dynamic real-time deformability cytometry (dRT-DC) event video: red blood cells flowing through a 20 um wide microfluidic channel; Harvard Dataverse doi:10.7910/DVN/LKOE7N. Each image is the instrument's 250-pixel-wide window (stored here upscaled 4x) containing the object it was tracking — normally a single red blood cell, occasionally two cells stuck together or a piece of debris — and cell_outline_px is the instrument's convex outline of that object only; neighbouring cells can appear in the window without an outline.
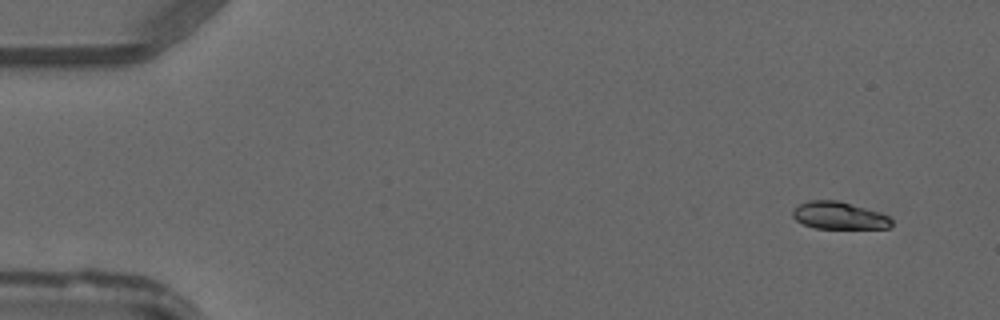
{"species": "common noctule bat (a hibernating species)", "species_latin": "Nyctalus noctula", "temperature_condition": "warm", "stored_images_in_passage": 47, "camera_frame_rate_fps": 3000, "um_per_image_px": 0.085, "animal": {"sex": "male", "forearm_length_mm": 52.5}, "frame": {"image": 1, "passage_image": 4, "time_ms": 1.0, "image_size_px": [1000, 320], "cell_outline_px": [[892, 224], [888, 228], [816, 228], [804, 224], [796, 220], [792, 216], [792, 208], [808, 200], [840, 200], [880, 212], [888, 216], [892, 220]], "centroid_in_image_um": [71.3, 18.31], "position_along_channel_um": 13.7, "area_um2": 15.84}}
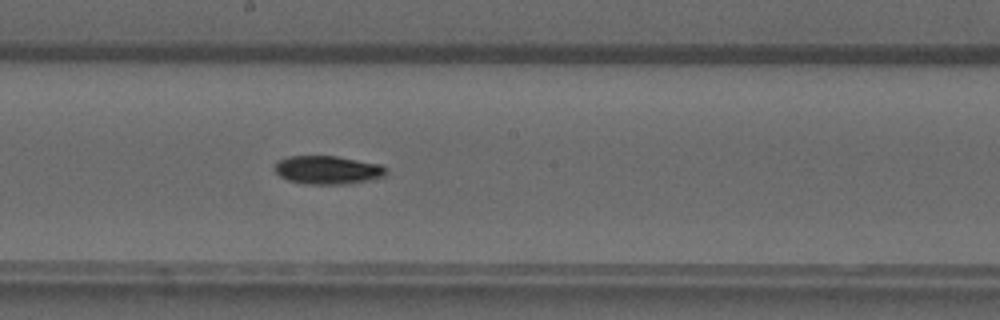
{"frame": {"image": 2, "passage_image": 27, "time_ms": 8.667, "image_size_px": [1000, 320], "cell_outline_px": [[388, 172], [384, 176], [352, 184], [304, 184], [288, 180], [280, 176], [276, 172], [276, 164], [280, 160], [288, 156], [336, 156], [380, 164], [388, 168]], "centroid_in_image_um": [27.9, 14.45], "position_along_channel_um": 220.3, "area_um2": 18.44}}
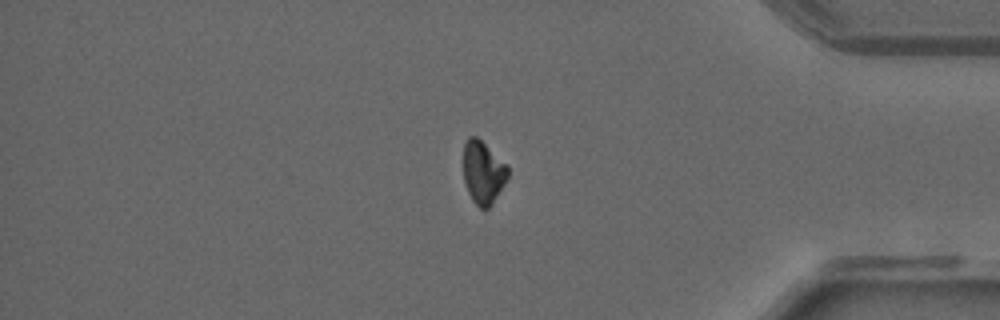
{"frame": {"image": 3, "passage_image": 41, "time_ms": 13.333, "image_size_px": [1000, 320], "cell_outline_px": [[508, 176], [496, 196], [488, 208], [480, 208], [472, 200], [468, 192], [464, 180], [464, 144], [468, 136], [476, 136], [508, 164]], "centroid_in_image_um": [41.06, 14.62], "position_along_channel_um": 394.1, "area_um2": 16.07}}